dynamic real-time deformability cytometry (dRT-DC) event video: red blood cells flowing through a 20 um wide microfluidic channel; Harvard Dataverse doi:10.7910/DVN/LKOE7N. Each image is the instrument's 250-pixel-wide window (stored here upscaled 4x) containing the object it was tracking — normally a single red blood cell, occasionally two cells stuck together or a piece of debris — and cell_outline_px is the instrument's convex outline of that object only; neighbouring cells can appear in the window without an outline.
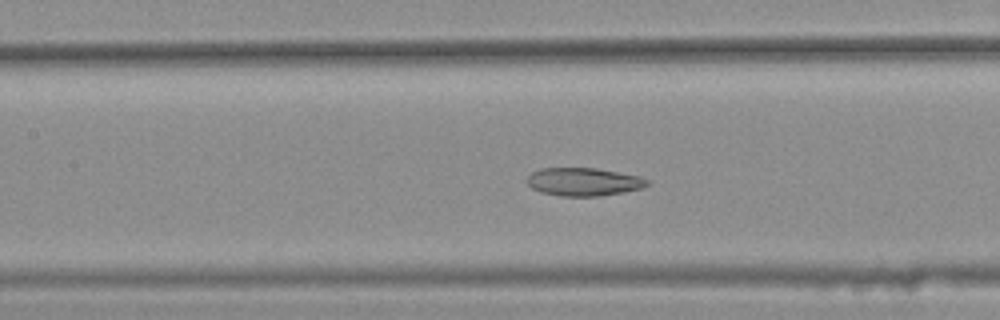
{"species": "common noctule bat (a hibernating species)", "species_latin": "Nyctalus noctula", "temperature_condition": "warm", "stored_images_in_passage": 28, "camera_frame_rate_fps": 3000, "um_per_image_px": 0.085, "animal": {"sex": "female", "body_mass_g": 25.1}, "frame": {"image": 1, "passage_image": 8, "time_ms": 2.333, "image_size_px": [1000, 320], "cell_outline_px": [[652, 184], [644, 188], [624, 192], [600, 196], [560, 196], [540, 192], [532, 188], [528, 184], [528, 176], [532, 172], [540, 168], [596, 168], [640, 176], [648, 180]], "centroid_in_image_um": [49.65, 15.46], "position_along_channel_um": 157.8, "area_um2": 19.83}}
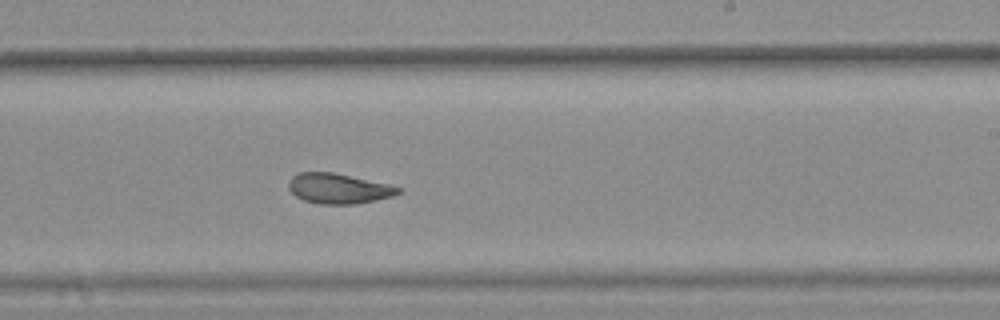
{"frame": {"image": 2, "passage_image": 16, "time_ms": 5.0, "image_size_px": [1000, 320], "cell_outline_px": [[400, 192], [392, 196], [376, 200], [356, 204], [320, 204], [304, 200], [296, 196], [288, 188], [288, 180], [292, 176], [300, 172], [332, 172], [388, 184], [400, 188]], "centroid_in_image_um": [28.74, 16.02], "position_along_channel_um": 260.3, "area_um2": 19.13}}
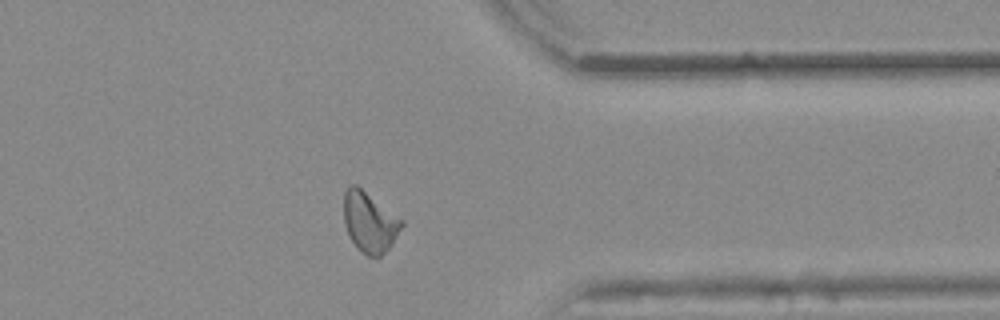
{"frame": {"image": 3, "passage_image": 26, "time_ms": 8.333, "image_size_px": [1000, 320], "cell_outline_px": [[404, 224], [392, 244], [380, 256], [368, 256], [356, 248], [348, 236], [344, 224], [344, 192], [348, 184], [356, 184], [404, 220]], "centroid_in_image_um": [31.4, 18.86], "position_along_channel_um": 380.0, "area_um2": 20.52}, "authors_computed_cell_mechanics": {"area_um2": 19.8254, "velocity_mm_per_s": 3.8506, "shape_relaxation_time_tau1_ms": null, "shape_relaxation_time_tau2_ms": 1.9824, "deformation_change_tau1": null, "deformation_change_tau2": 0.0817}}